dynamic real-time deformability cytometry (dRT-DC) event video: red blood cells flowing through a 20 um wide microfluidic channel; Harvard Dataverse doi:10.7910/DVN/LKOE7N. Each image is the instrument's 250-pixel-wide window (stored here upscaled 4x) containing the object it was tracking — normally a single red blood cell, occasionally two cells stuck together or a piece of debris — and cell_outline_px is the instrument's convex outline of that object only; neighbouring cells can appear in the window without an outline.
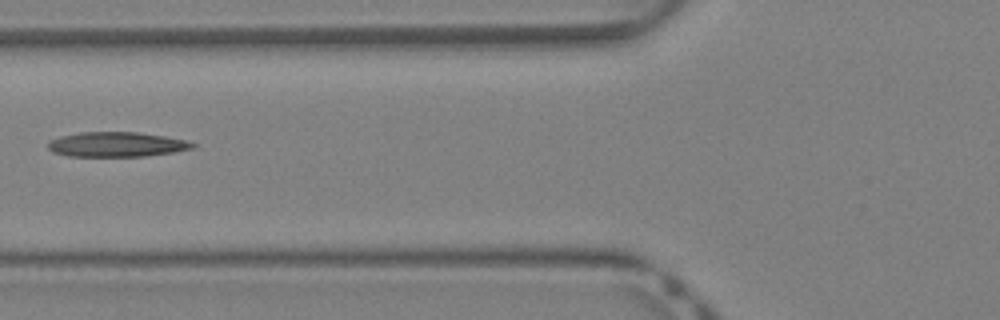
{"species": "Egyptian fruit bat (a non-hibernating species)", "species_latin": "Rousettus aegyptiacus", "temperature_condition": "warm", "stored_images_in_passage": 10, "camera_frame_rate_fps": 3000, "um_per_image_px": 0.085, "animal": {"sex": "female"}, "frame": {"image": 1, "passage_image": 6, "time_ms": 1.667, "image_size_px": [1000, 320], "cell_outline_px": [[196, 148], [172, 152], [144, 156], [68, 156], [52, 152], [48, 148], [48, 140], [60, 136], [80, 132], [136, 132], [164, 136], [184, 140], [196, 144]], "centroid_in_image_um": [9.87, 12.27], "position_along_channel_um": 115.9, "area_um2": 20.87}}